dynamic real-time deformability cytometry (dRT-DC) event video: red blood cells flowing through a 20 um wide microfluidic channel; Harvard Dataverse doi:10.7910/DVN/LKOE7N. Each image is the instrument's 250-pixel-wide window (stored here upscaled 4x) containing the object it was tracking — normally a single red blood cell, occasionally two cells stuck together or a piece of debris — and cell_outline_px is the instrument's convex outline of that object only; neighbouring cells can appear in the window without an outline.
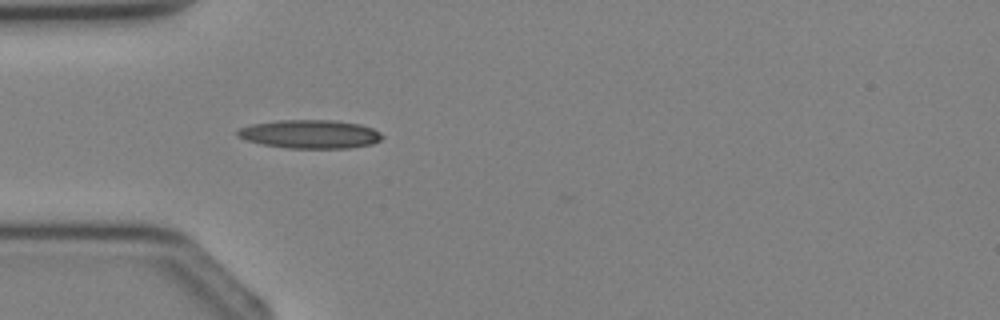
{"species": "Egyptian fruit bat (a non-hibernating species)", "species_latin": "Rousettus aegyptiacus", "temperature_condition": "cold", "stored_images_in_passage": 1, "camera_frame_rate_fps": 3000, "um_per_image_px": 0.085, "animal": {"sex": "female"}, "frame": {"image": 1, "passage_image": 1, "time_ms": 0.0, "image_size_px": [1000, 320], "cell_outline_px": [[384, 136], [380, 140], [372, 144], [348, 148], [288, 148], [264, 144], [248, 140], [236, 136], [236, 132], [240, 128], [252, 124], [280, 120], [336, 120], [360, 124], [372, 128], [380, 132]], "centroid_in_image_um": [26.39, 11.39], "position_along_channel_um": 58.6, "area_um2": 23.99}}